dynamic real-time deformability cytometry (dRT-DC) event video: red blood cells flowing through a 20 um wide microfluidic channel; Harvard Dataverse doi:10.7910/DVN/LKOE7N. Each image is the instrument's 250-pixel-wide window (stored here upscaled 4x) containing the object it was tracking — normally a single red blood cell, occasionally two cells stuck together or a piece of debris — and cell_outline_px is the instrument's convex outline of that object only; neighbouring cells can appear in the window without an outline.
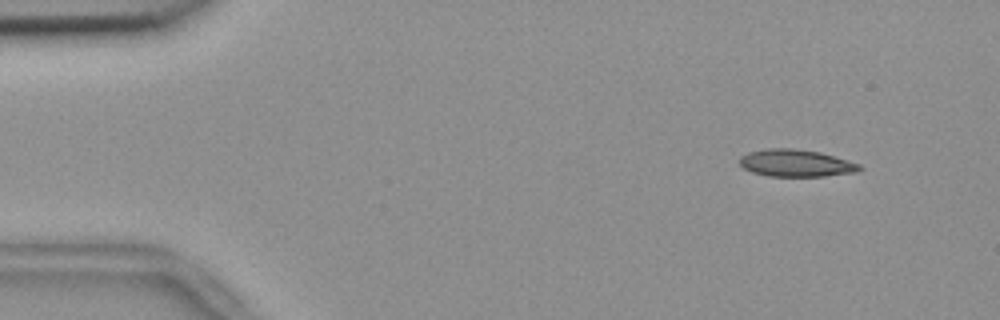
{"species": "common noctule bat (a hibernating species)", "species_latin": "Nyctalus noctula", "temperature_condition": "room temperature", "stored_images_in_passage": 55, "camera_frame_rate_fps": 3000, "um_per_image_px": 0.085, "animal": {"sex": "female", "body_mass_g": 18.4}, "frame": {"image": 1, "passage_image": 5, "time_ms": 1.333, "image_size_px": [1000, 320], "cell_outline_px": [[864, 168], [856, 172], [824, 176], [768, 176], [752, 172], [744, 168], [740, 164], [740, 156], [748, 152], [764, 148], [792, 148], [820, 152], [848, 160], [860, 164]], "centroid_in_image_um": [67.65, 13.86], "position_along_channel_um": 17.3, "area_um2": 19.07}}
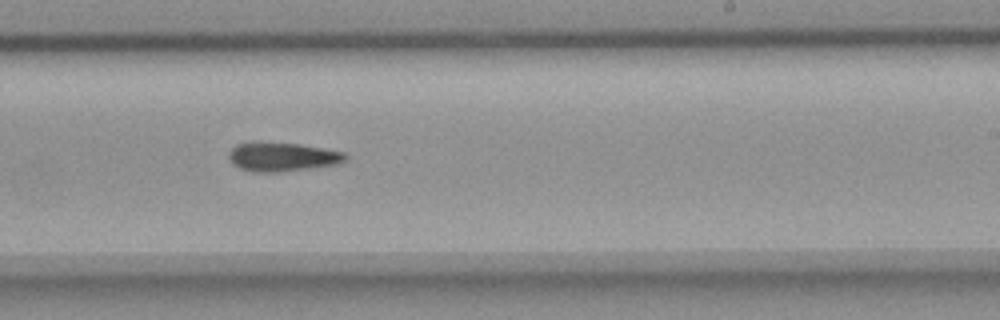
{"frame": {"image": 2, "passage_image": 33, "time_ms": 10.667, "image_size_px": [1000, 320], "cell_outline_px": [[348, 160], [340, 164], [312, 168], [280, 172], [252, 172], [240, 168], [232, 164], [228, 156], [228, 152], [236, 144], [260, 140], [300, 144], [324, 148], [344, 152], [348, 156]], "centroid_in_image_um": [24.0, 13.31], "position_along_channel_um": 265.0, "area_um2": 20.35}}
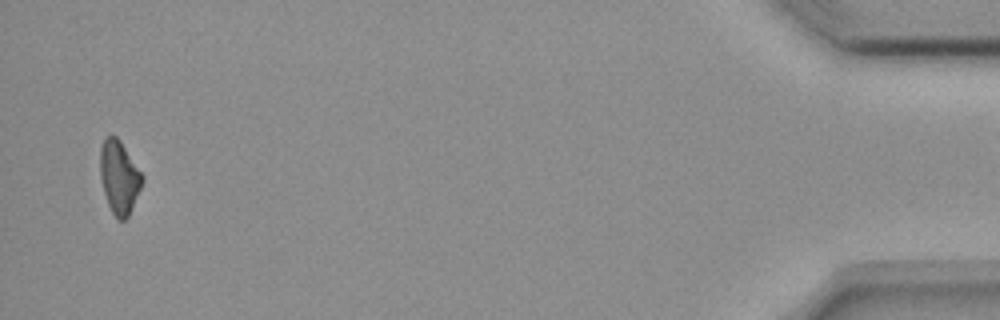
{"frame": {"image": 3, "passage_image": 53, "time_ms": 17.333, "image_size_px": [1000, 320], "cell_outline_px": [[144, 180], [128, 216], [124, 220], [116, 220], [108, 204], [104, 192], [100, 176], [100, 148], [104, 140], [108, 136], [116, 136], [120, 140], [144, 176]], "centroid_in_image_um": [10.13, 15.06], "position_along_channel_um": 425.1, "area_um2": 17.8}}